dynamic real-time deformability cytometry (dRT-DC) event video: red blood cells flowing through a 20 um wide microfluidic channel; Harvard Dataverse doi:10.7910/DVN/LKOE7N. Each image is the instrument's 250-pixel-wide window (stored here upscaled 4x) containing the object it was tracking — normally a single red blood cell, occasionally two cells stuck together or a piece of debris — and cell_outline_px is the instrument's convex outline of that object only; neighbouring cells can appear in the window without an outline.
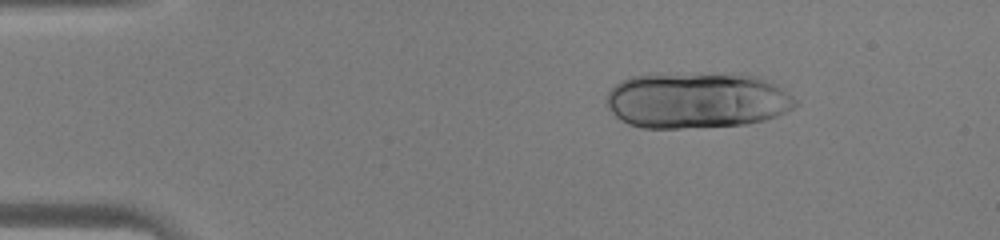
{"species": "human", "species_latin": "Homo sapiens", "temperature_condition": "warm", "stored_images_in_passage": 17, "camera_frame_rate_fps": 3000, "um_per_image_px": 0.085, "donor": {"sex": "male"}, "frame": {"image": 1, "passage_image": 7, "time_ms": 2.0, "image_size_px": [1000, 240], "cell_outline_px": [[800, 104], [776, 116], [764, 120], [748, 124], [680, 128], [644, 128], [628, 124], [620, 120], [608, 108], [608, 92], [620, 80], [628, 76], [740, 72], [760, 76], [776, 84], [792, 96]], "centroid_in_image_um": [59.27, 8.51], "position_along_channel_um": 25.7, "area_um2": 62.14}}